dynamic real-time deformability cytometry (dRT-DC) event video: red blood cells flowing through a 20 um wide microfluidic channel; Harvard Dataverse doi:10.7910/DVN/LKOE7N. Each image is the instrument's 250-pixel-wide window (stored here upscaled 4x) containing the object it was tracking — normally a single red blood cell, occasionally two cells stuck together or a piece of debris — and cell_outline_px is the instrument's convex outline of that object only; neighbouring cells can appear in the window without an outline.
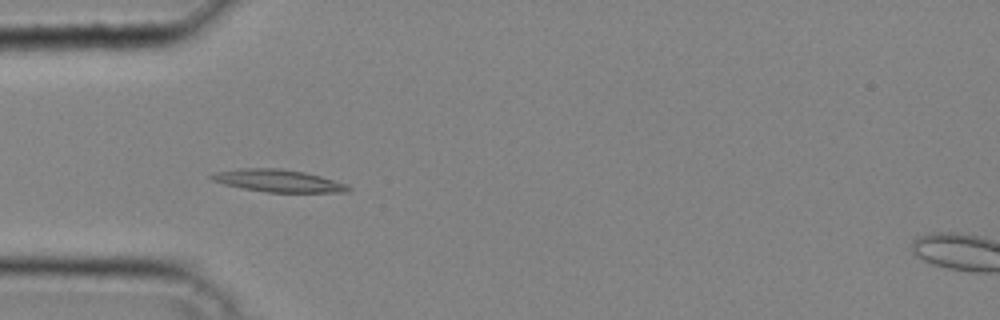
{"species": "common noctule bat (a hibernating species)", "species_latin": "Nyctalus noctula", "temperature_condition": "cold", "stored_images_in_passage": 29, "camera_frame_rate_fps": 3000, "um_per_image_px": 0.085, "animal": {"sex": "male", "body_mass_g": 20.4}, "frame": {"image": 1, "passage_image": 1, "time_ms": 0.0, "image_size_px": [1000, 320], "cell_outline_px": [[352, 188], [348, 192], [268, 192], [244, 188], [224, 184], [212, 180], [208, 176], [212, 172], [240, 168], [280, 168], [304, 172], [320, 176], [348, 184]], "centroid_in_image_um": [23.63, 15.35], "position_along_channel_um": 61.4, "area_um2": 17.86}}
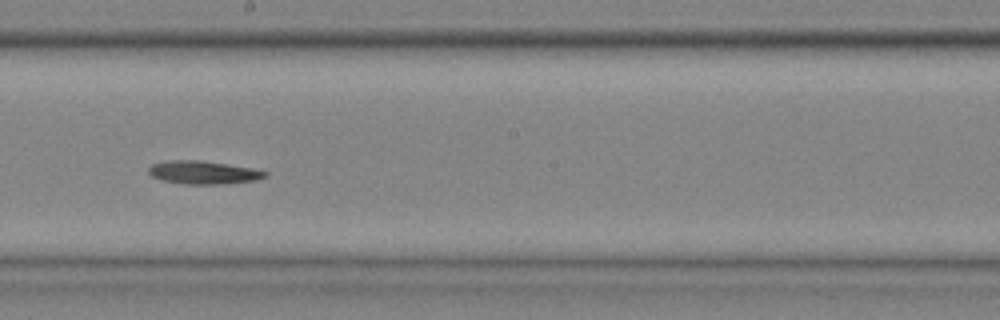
{"frame": {"image": 2, "passage_image": 12, "time_ms": 3.667, "image_size_px": [1000, 320], "cell_outline_px": [[268, 176], [256, 180], [224, 184], [184, 184], [160, 180], [152, 176], [148, 172], [148, 168], [152, 164], [168, 160], [200, 160], [228, 164], [252, 168], [268, 172]], "centroid_in_image_um": [17.28, 14.66], "position_along_channel_um": 230.9, "area_um2": 15.84}}
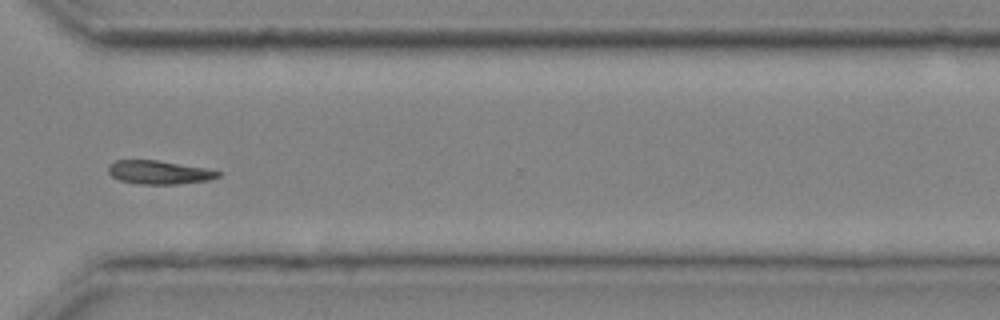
{"frame": {"image": 3, "passage_image": 20, "time_ms": 6.333, "image_size_px": [1000, 320], "cell_outline_px": [[220, 176], [208, 180], [176, 184], [136, 184], [120, 180], [112, 176], [108, 172], [108, 164], [116, 160], [156, 160], [204, 168], [220, 172]], "centroid_in_image_um": [13.46, 14.65], "position_along_channel_um": 357.1, "area_um2": 14.91}}